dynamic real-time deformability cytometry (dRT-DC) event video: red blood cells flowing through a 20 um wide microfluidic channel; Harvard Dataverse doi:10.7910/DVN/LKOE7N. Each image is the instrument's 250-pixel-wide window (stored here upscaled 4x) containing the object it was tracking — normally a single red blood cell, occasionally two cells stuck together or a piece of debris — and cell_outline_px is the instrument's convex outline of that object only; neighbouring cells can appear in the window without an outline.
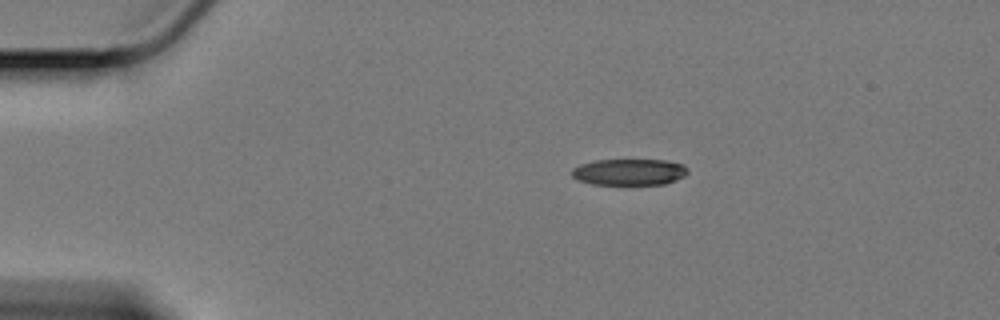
{"species": "Egyptian fruit bat (a non-hibernating species)", "species_latin": "Rousettus aegyptiacus", "temperature_condition": "cold", "stored_images_in_passage": 10, "camera_frame_rate_fps": 3000, "um_per_image_px": 0.085, "animal": {"sex": "female"}, "frame": {"image": 1, "passage_image": 1, "time_ms": 0.0, "image_size_px": [1000, 320], "cell_outline_px": [[688, 172], [684, 176], [676, 180], [664, 184], [628, 188], [624, 188], [592, 184], [580, 180], [572, 176], [572, 168], [580, 164], [596, 160], [664, 160], [680, 164], [688, 168]], "centroid_in_image_um": [53.47, 14.68], "position_along_channel_um": 31.5, "area_um2": 18.73}}
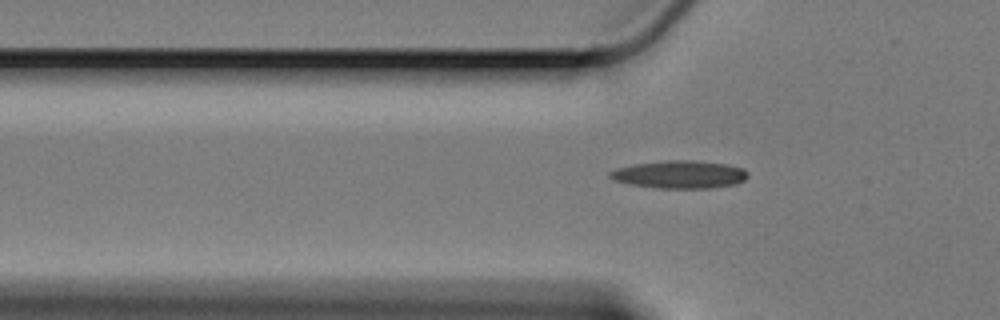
{"frame": {"image": 2, "passage_image": 9, "time_ms": 2.667, "image_size_px": [1000, 320], "cell_outline_px": [[748, 176], [744, 180], [736, 184], [708, 188], [656, 188], [632, 184], [616, 180], [608, 176], [608, 172], [616, 168], [632, 164], [664, 160], [696, 160], [728, 164], [744, 168], [748, 172]], "centroid_in_image_um": [57.79, 14.81], "position_along_channel_um": 68.0, "area_um2": 22.48}}